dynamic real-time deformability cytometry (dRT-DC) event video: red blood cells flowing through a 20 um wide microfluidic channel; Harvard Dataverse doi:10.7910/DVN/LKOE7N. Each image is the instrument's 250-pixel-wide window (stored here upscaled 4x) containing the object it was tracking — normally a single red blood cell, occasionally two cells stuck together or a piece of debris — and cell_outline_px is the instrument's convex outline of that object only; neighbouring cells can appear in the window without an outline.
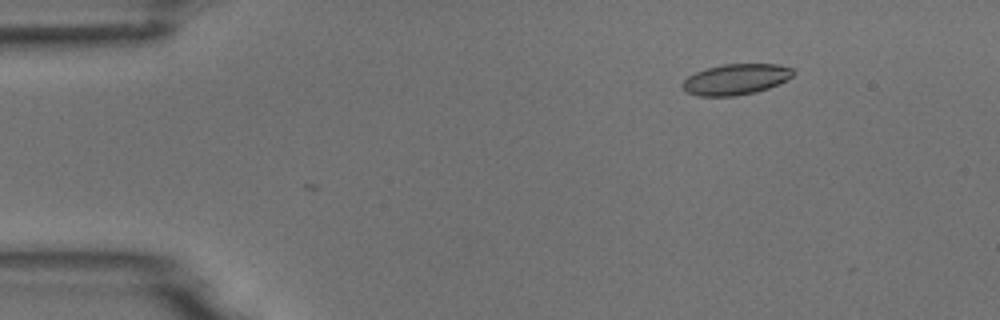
{"species": "common noctule bat (a hibernating species)", "species_latin": "Nyctalus noctula", "temperature_condition": "room temperature", "stored_images_in_passage": 5, "camera_frame_rate_fps": 3000, "um_per_image_px": 0.085, "animal": {"sex": "male", "body_mass_g": 18.8}, "frame": {"image": 1, "passage_image": 2, "time_ms": 1.0, "image_size_px": [1000, 320], "cell_outline_px": [[796, 72], [792, 76], [768, 88], [756, 92], [732, 96], [700, 96], [688, 92], [680, 84], [688, 76], [704, 68], [724, 64], [776, 64], [792, 68]], "centroid_in_image_um": [62.52, 6.73], "position_along_channel_um": 22.5, "area_um2": 19.71}}
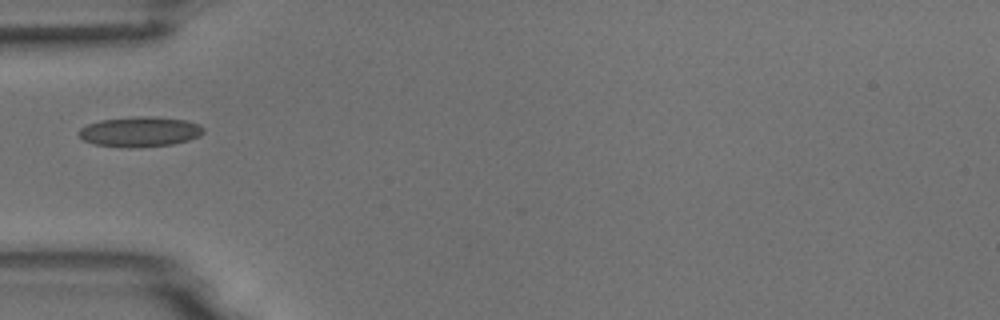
{"frame": {"image": 2, "passage_image": 4, "time_ms": 4.333, "image_size_px": [1000, 320], "cell_outline_px": [[204, 132], [200, 136], [188, 140], [172, 144], [132, 148], [128, 148], [96, 144], [84, 140], [76, 132], [80, 128], [88, 124], [100, 120], [136, 116], [152, 116], [188, 120], [200, 124], [204, 128]], "centroid_in_image_um": [11.91, 11.19], "position_along_channel_um": 73.1, "area_um2": 22.02}}
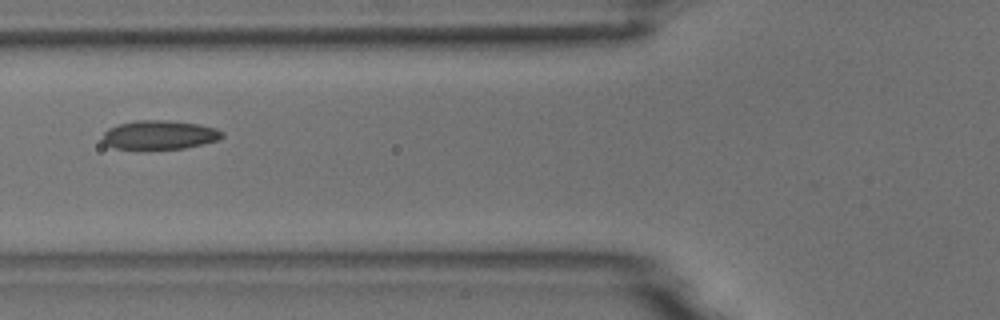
{"frame": {"image": 3, "passage_image": 5, "time_ms": 5.333, "image_size_px": [1000, 320], "cell_outline_px": [[224, 136], [220, 140], [204, 144], [184, 148], [136, 152], [116, 148], [104, 144], [104, 132], [108, 128], [120, 124], [136, 120], [168, 120], [196, 124], [216, 128], [224, 132]], "centroid_in_image_um": [13.55, 11.51], "position_along_channel_um": 112.2, "area_um2": 20.92}}